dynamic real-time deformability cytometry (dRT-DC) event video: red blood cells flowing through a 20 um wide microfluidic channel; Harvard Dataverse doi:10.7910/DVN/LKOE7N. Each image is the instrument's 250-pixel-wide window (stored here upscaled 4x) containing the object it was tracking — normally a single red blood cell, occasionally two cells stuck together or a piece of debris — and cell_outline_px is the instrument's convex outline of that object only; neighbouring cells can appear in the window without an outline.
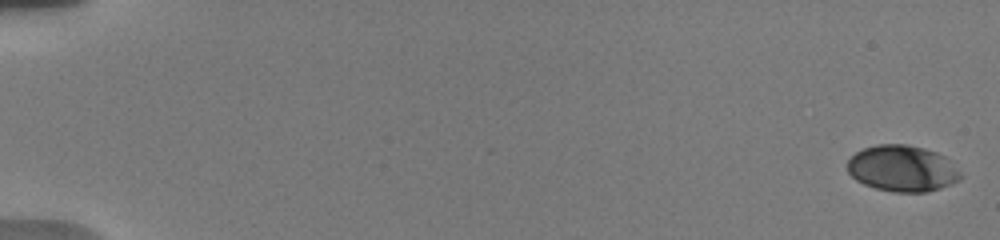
{"species": "human", "species_latin": "Homo sapiens", "temperature_condition": "warm", "stored_images_in_passage": 7, "segment_of_instrument_passage": [1, 2], "camera_frame_rate_fps": 3000, "um_per_image_px": 0.085, "donor": {"sex": "male"}, "frame": {"image": 1, "passage_image": 1, "time_ms": 0.0, "image_size_px": [1000, 240], "cell_outline_px": [[964, 176], [960, 180], [952, 184], [928, 192], [892, 192], [876, 188], [864, 184], [856, 180], [848, 172], [848, 160], [856, 152], [864, 148], [876, 144], [908, 144], [924, 148], [936, 152], [944, 156]], "centroid_in_image_um": [76.71, 14.32], "position_along_channel_um": 8.3, "area_um2": 30.58}}